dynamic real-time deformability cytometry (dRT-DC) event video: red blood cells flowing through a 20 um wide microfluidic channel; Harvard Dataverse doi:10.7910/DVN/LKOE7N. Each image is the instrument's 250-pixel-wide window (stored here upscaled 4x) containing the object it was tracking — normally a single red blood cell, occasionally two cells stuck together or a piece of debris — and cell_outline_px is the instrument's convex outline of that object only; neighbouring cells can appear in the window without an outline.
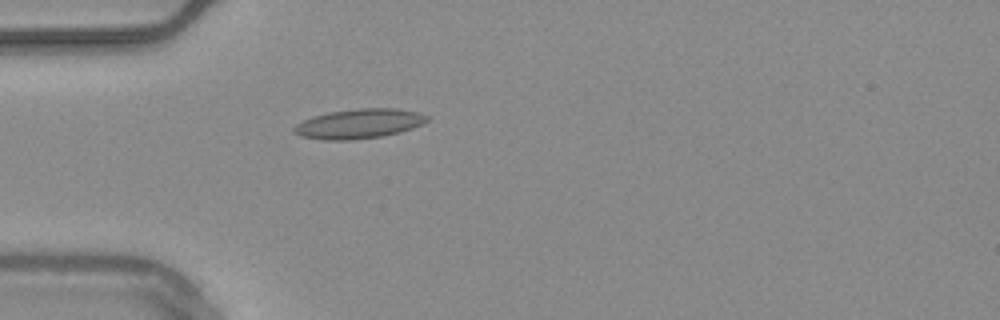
{"species": "common noctule bat (a hibernating species)", "species_latin": "Nyctalus noctula", "temperature_condition": "warm", "stored_images_in_passage": 39, "camera_frame_rate_fps": 3000, "um_per_image_px": 0.085, "animal": {"sex": "male", "body_mass_g": 20.4}, "frame": {"image": 1, "passage_image": 1, "time_ms": 0.0, "image_size_px": [1000, 320], "cell_outline_px": [[432, 120], [424, 124], [400, 132], [380, 136], [352, 140], [324, 140], [300, 136], [292, 132], [292, 128], [296, 124], [312, 116], [328, 112], [360, 108], [396, 108], [420, 112], [432, 116]], "centroid_in_image_um": [30.57, 10.51], "position_along_channel_um": 54.4, "area_um2": 23.35}}
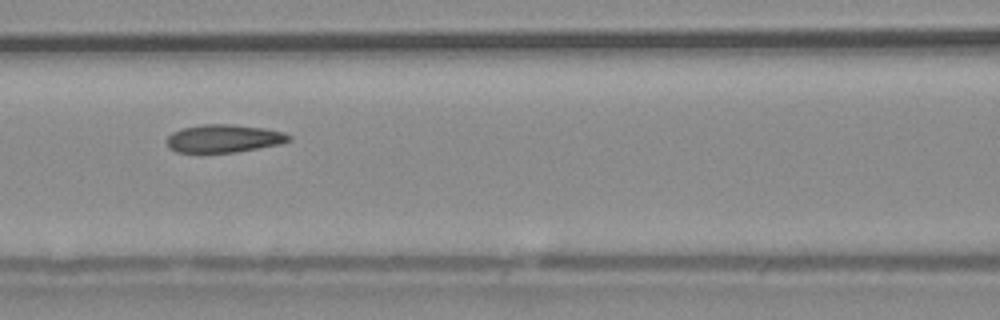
{"frame": {"image": 2, "passage_image": 9, "time_ms": 2.667, "image_size_px": [1000, 320], "cell_outline_px": [[292, 140], [280, 144], [236, 152], [200, 156], [176, 152], [168, 148], [164, 140], [172, 132], [180, 128], [204, 124], [232, 124], [264, 128], [284, 132], [292, 136]], "centroid_in_image_um": [18.93, 11.82], "position_along_channel_um": 147.7, "area_um2": 20.98}}
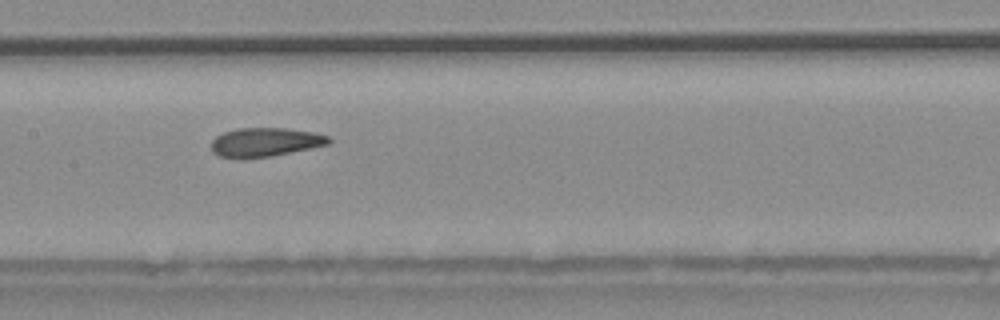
{"frame": {"image": 3, "passage_image": 12, "time_ms": 3.667, "image_size_px": [1000, 320], "cell_outline_px": [[332, 140], [328, 144], [272, 156], [240, 160], [220, 156], [212, 152], [212, 140], [216, 136], [224, 132], [236, 128], [284, 128], [312, 132], [328, 136]], "centroid_in_image_um": [22.48, 12.1], "position_along_channel_um": 184.9, "area_um2": 19.88}, "authors_computed_cell_mechanics": {"area_um2": 20.1722, "velocity_mm_per_s": 3.7333, "shape_relaxation_time_tau1_ms": 7.9632, "shape_relaxation_time_tau2_ms": 1.5264, "deformation_change_tau1": 0.1895, "deformation_change_tau2": 0.0928}}